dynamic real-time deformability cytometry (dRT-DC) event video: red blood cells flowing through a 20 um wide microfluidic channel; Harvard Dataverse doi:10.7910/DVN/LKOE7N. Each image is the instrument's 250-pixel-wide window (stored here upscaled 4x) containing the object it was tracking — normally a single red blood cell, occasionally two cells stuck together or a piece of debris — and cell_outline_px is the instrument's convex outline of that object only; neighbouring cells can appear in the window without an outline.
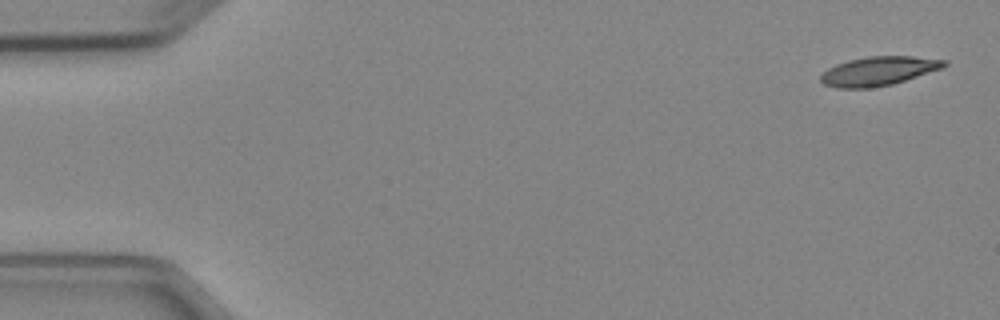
{"species": "Egyptian fruit bat (a non-hibernating species)", "species_latin": "Rousettus aegyptiacus", "temperature_condition": "cold", "stored_images_in_passage": 4, "camera_frame_rate_fps": 3000, "um_per_image_px": 0.085, "animal": {"sex": "female"}, "frame": {"image": 1, "passage_image": 1, "time_ms": 0.0, "image_size_px": [1000, 320], "cell_outline_px": [[948, 64], [944, 68], [892, 84], [868, 88], [836, 88], [824, 84], [820, 80], [820, 76], [828, 68], [836, 64], [848, 60], [868, 56], [912, 56], [948, 60]], "centroid_in_image_um": [74.7, 6.03], "position_along_channel_um": 10.3, "area_um2": 20.92}}
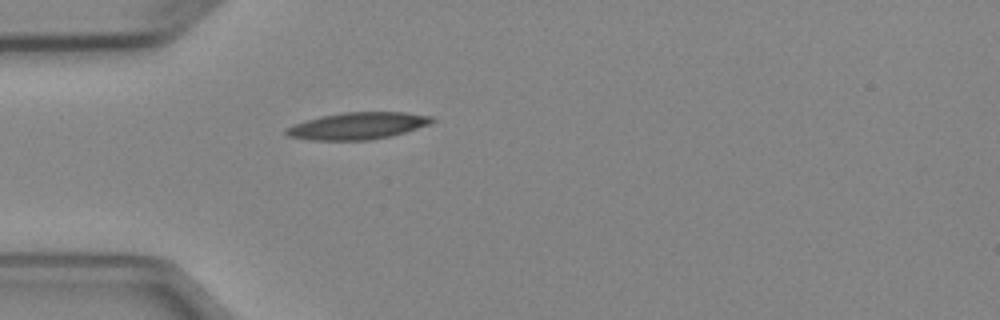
{"frame": {"image": 2, "passage_image": 4, "time_ms": 4.333, "image_size_px": [1000, 320], "cell_outline_px": [[436, 120], [428, 124], [404, 132], [388, 136], [368, 140], [308, 140], [288, 136], [284, 132], [284, 128], [320, 116], [344, 112], [408, 112], [432, 116]], "centroid_in_image_um": [30.38, 10.69], "position_along_channel_um": 54.6, "area_um2": 22.72}}